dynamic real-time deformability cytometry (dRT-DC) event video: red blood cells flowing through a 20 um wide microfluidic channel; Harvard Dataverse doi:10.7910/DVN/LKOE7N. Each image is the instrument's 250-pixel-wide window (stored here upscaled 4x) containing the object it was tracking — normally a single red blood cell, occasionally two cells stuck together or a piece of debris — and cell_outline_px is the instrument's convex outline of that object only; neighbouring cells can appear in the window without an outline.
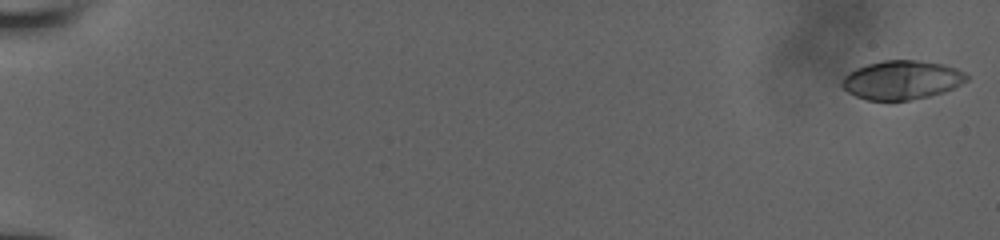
{"species": "human", "species_latin": "Homo sapiens", "temperature_condition": "room temperature", "stored_images_in_passage": 56, "camera_frame_rate_fps": 3000, "um_per_image_px": 0.085, "donor": {"sex": "male"}, "frame": {"image": 1, "passage_image": 1, "time_ms": 0.0, "image_size_px": [1000, 240], "cell_outline_px": [[968, 80], [944, 92], [928, 96], [908, 100], [868, 100], [856, 96], [848, 92], [840, 84], [844, 76], [848, 72], [856, 68], [868, 64], [884, 60], [916, 60], [944, 64], [956, 68], [964, 72], [968, 76]], "centroid_in_image_um": [76.64, 6.79], "position_along_channel_um": 8.4, "area_um2": 28.15}}
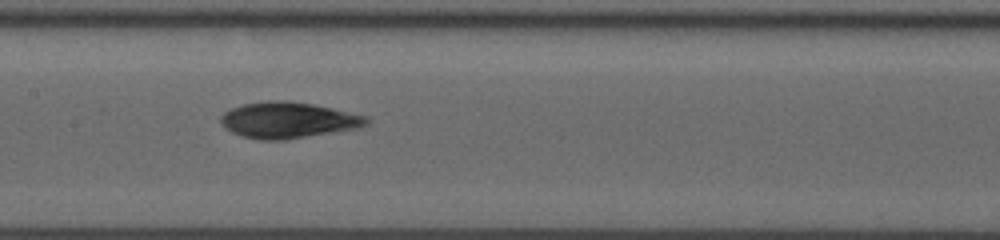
{"frame": {"image": 2, "passage_image": 31, "time_ms": 10.0, "image_size_px": [1000, 240], "cell_outline_px": [[368, 124], [360, 128], [284, 140], [260, 140], [244, 136], [232, 132], [220, 120], [220, 116], [224, 112], [232, 108], [244, 104], [264, 100], [288, 100], [312, 104], [332, 108], [364, 116], [368, 120]], "centroid_in_image_um": [24.49, 10.2], "position_along_channel_um": 182.9, "area_um2": 30.4}}
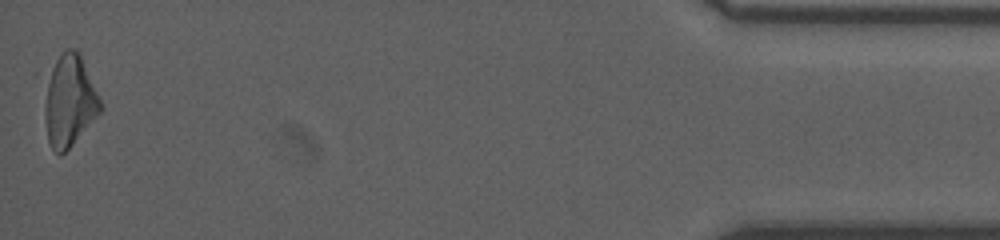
{"frame": {"image": 3, "passage_image": 56, "time_ms": 18.333, "image_size_px": [1000, 240], "cell_outline_px": [[104, 108], [72, 144], [60, 156], [52, 148], [48, 140], [32, 72], [60, 52], [68, 48], [76, 48], [80, 56]], "centroid_in_image_um": [5.61, 8.37], "position_along_channel_um": 429.6, "area_um2": 33.41}, "authors_computed_cell_mechanics": {"area_um2": 28.9578, "velocity_mm_per_s": 3.94, "shape_relaxation_time_tau1_ms": 6.4361, "shape_relaxation_time_tau2_ms": 2.1484, "deformation_change_tau1": 0.2095, "deformation_change_tau2": 0.0675}}